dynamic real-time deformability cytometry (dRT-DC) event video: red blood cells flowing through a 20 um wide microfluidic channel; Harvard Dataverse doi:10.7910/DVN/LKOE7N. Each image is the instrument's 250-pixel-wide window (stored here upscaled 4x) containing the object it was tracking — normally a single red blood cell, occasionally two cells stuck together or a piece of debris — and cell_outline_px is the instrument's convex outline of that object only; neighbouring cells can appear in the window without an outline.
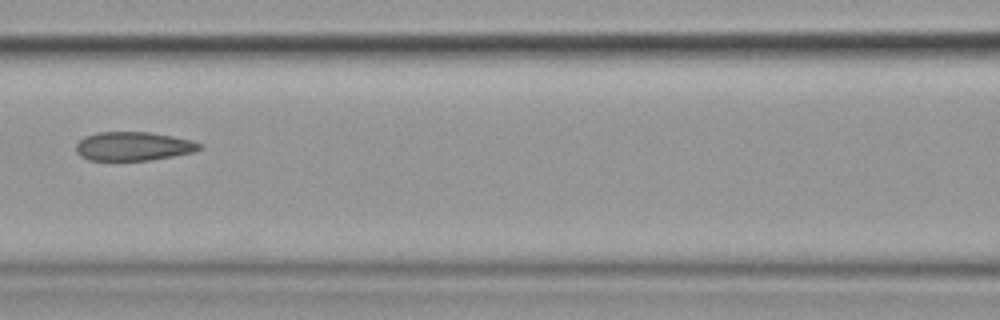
{"species": "common noctule bat (a hibernating species)", "species_latin": "Nyctalus noctula", "temperature_condition": "cold", "stored_images_in_passage": 5, "camera_frame_rate_fps": 3000, "um_per_image_px": 0.085, "animal": {"sex": "female", "body_mass_g": 19.9}, "frame": {"image": 1, "passage_image": 5, "time_ms": 4.667, "image_size_px": [1000, 320], "cell_outline_px": [[204, 148], [196, 152], [148, 160], [88, 160], [80, 156], [76, 152], [76, 144], [84, 136], [96, 132], [148, 132], [172, 136], [192, 140], [204, 144]], "centroid_in_image_um": [11.36, 12.43], "position_along_channel_um": 155.2, "area_um2": 20.92}}